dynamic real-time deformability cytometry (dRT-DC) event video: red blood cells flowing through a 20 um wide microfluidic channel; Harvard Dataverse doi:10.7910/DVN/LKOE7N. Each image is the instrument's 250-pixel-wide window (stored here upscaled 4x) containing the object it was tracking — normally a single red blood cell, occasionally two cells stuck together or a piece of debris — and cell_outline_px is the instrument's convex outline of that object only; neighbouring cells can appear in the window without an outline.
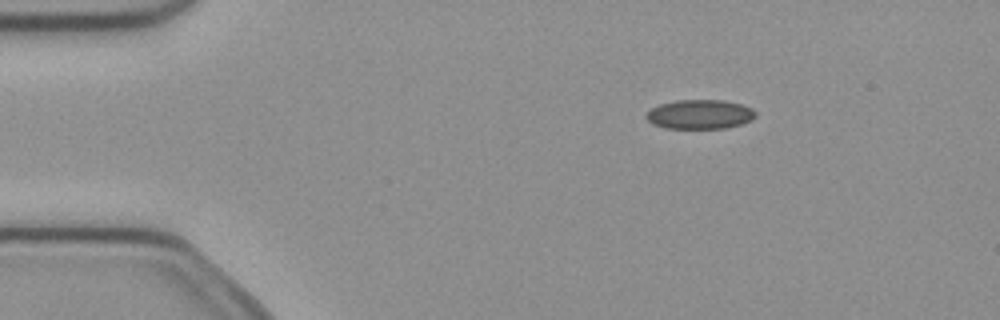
{"species": "common noctule bat (a hibernating species)", "species_latin": "Nyctalus noctula", "temperature_condition": "cold", "stored_images_in_passage": 4, "camera_frame_rate_fps": 3000, "um_per_image_px": 0.085, "animal": {"sex": "female", "body_mass_g": 21.9}, "frame": {"image": 1, "passage_image": 2, "time_ms": 0.333, "image_size_px": [1000, 320], "cell_outline_px": [[756, 116], [752, 120], [740, 124], [724, 128], [664, 128], [652, 124], [644, 116], [652, 108], [660, 104], [676, 100], [724, 100], [740, 104], [752, 108], [756, 112]], "centroid_in_image_um": [59.48, 9.71], "position_along_channel_um": 25.5, "area_um2": 18.67}}